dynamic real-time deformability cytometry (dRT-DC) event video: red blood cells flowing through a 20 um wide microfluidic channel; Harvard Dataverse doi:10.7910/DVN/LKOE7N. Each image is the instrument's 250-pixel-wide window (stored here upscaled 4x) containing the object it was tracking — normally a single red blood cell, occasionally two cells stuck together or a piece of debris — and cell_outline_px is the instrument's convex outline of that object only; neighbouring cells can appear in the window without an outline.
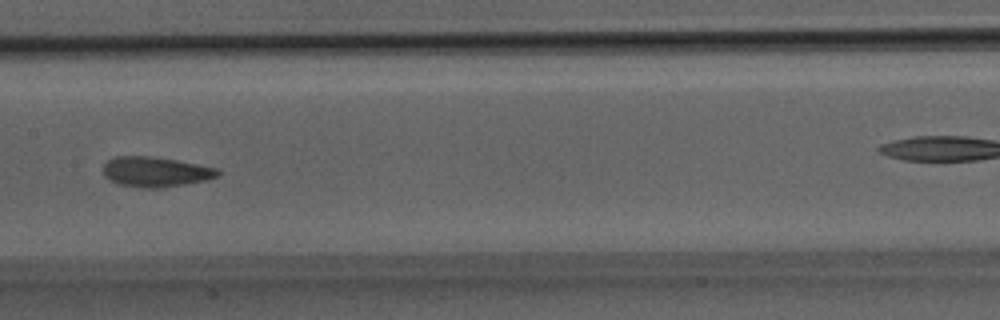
{"species": "Egyptian fruit bat (a non-hibernating species)", "species_latin": "Rousettus aegyptiacus", "temperature_condition": "room temperature", "stored_images_in_passage": 16, "camera_frame_rate_fps": 3000, "um_per_image_px": 0.085, "animal": {"sex": "male"}, "frame": {"image": 1, "passage_image": 10, "time_ms": 3.0, "image_size_px": [1000, 320], "cell_outline_px": [[220, 176], [208, 180], [184, 184], [156, 188], [148, 188], [120, 184], [104, 176], [104, 164], [108, 160], [116, 156], [152, 156], [176, 160], [220, 168]], "centroid_in_image_um": [13.29, 14.59], "position_along_channel_um": 194.1, "area_um2": 20.0}}